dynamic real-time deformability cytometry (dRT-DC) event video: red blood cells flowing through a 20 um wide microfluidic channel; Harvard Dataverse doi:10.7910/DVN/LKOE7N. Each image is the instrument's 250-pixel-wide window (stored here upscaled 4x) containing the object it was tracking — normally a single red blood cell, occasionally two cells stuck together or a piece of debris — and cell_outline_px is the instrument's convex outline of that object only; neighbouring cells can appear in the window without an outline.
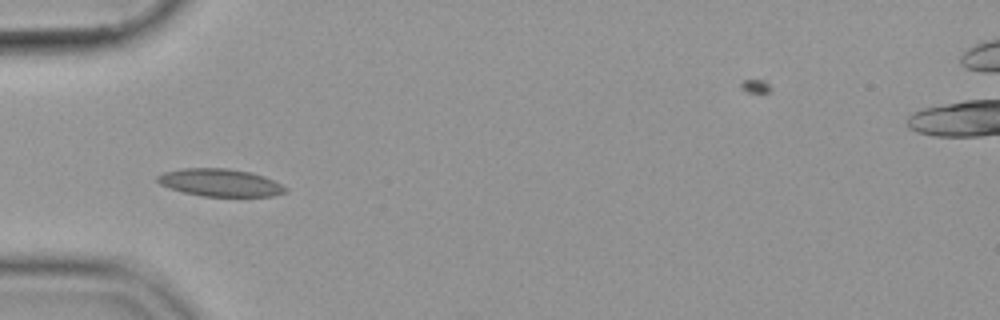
{"species": "common noctule bat (a hibernating species)", "species_latin": "Nyctalus noctula", "temperature_condition": "cold", "stored_images_in_passage": 17, "camera_frame_rate_fps": 3000, "um_per_image_px": 0.085, "animal": {"sex": "female", "body_mass_g": 19.9}, "frame": {"image": 1, "passage_image": 10, "time_ms": 3.0, "image_size_px": [1000, 320], "cell_outline_px": [[288, 192], [272, 196], [200, 196], [168, 188], [160, 184], [156, 180], [156, 176], [164, 172], [180, 168], [228, 168], [248, 172], [264, 176], [288, 188]], "centroid_in_image_um": [18.68, 15.52], "position_along_channel_um": 66.3, "area_um2": 20.58}}
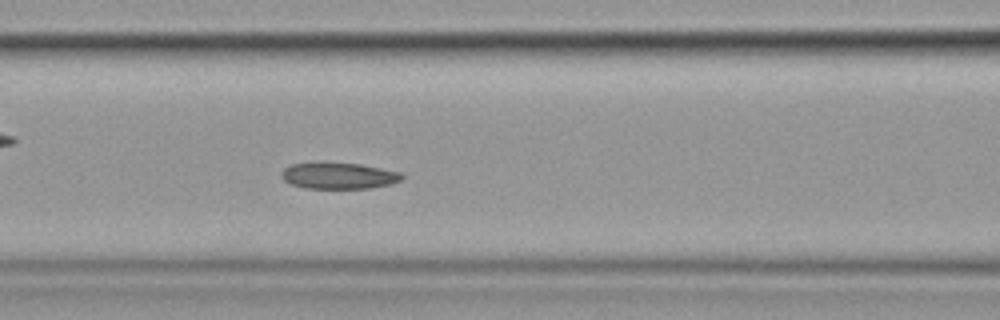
{"frame": {"image": 2, "passage_image": 16, "time_ms": 5.0, "image_size_px": [1000, 320], "cell_outline_px": [[404, 176], [400, 180], [392, 184], [372, 188], [304, 188], [292, 184], [284, 180], [280, 176], [280, 172], [284, 168], [292, 164], [312, 160], [324, 160], [360, 164], [400, 172]], "centroid_in_image_um": [28.72, 14.89], "position_along_channel_um": 137.9, "area_um2": 19.19}}